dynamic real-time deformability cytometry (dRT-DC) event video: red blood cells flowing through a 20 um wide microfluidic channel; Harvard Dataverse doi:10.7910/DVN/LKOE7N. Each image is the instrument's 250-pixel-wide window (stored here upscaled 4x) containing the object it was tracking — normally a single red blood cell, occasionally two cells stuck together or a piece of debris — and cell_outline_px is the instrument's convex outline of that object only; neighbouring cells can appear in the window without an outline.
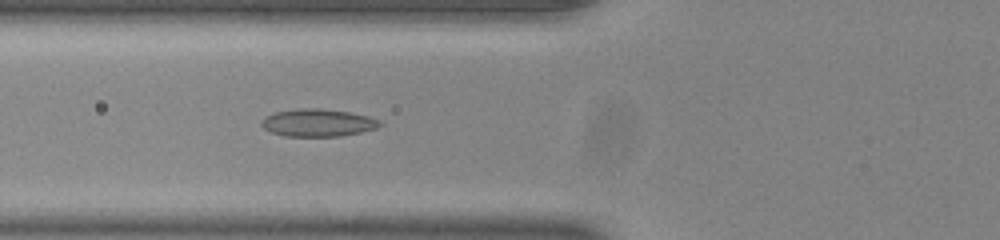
{"species": "common noctule bat (a hibernating species)", "species_latin": "Nyctalus noctula", "temperature_condition": "room temperature", "stored_images_in_passage": 52, "camera_frame_rate_fps": 3000, "um_per_image_px": 0.085, "animal": {"sex": "male", "body_mass_g": 20.0, "forearm_length_mm": 53.3}, "frame": {"image": 1, "passage_image": 20, "time_ms": 6.333, "image_size_px": [1000, 240], "cell_outline_px": [[384, 124], [376, 128], [360, 132], [340, 136], [284, 136], [272, 132], [264, 128], [260, 124], [260, 120], [276, 112], [296, 108], [316, 108], [348, 112], [368, 116], [380, 120]], "centroid_in_image_um": [27.02, 10.43], "position_along_channel_um": 98.8, "area_um2": 18.9}}
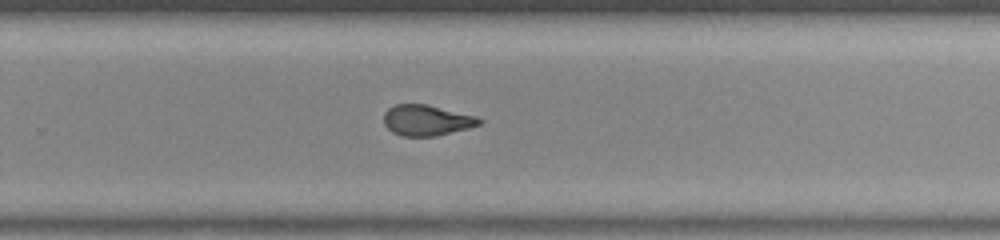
{"frame": {"image": 2, "passage_image": 35, "time_ms": 11.333, "image_size_px": [1000, 240], "cell_outline_px": [[484, 120], [480, 124], [468, 128], [436, 136], [400, 136], [392, 132], [384, 124], [384, 112], [388, 108], [396, 104], [424, 104], [476, 116]], "centroid_in_image_um": [36.24, 10.23], "position_along_channel_um": 293.6, "area_um2": 16.99}}
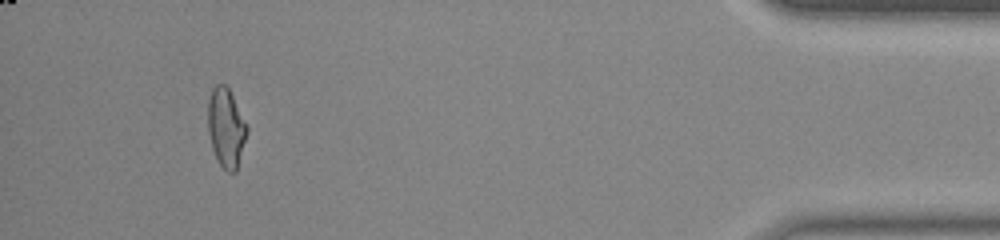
{"frame": {"image": 3, "passage_image": 49, "time_ms": 16.0, "image_size_px": [1000, 240], "cell_outline_px": [[248, 132], [236, 172], [228, 172], [220, 164], [212, 148], [208, 132], [208, 96], [212, 88], [216, 84], [224, 84], [228, 88], [248, 128]], "centroid_in_image_um": [19.2, 10.85], "position_along_channel_um": 416.0, "area_um2": 17.8}, "authors_computed_cell_mechanics": {"area_um2": 18.0914, "velocity_mm_per_s": 3.8925, "shape_relaxation_time_tau1_ms": null, "shape_relaxation_time_tau2_ms": 1.2254, "deformation_change_tau1": null, "deformation_change_tau2": 0.0856}}